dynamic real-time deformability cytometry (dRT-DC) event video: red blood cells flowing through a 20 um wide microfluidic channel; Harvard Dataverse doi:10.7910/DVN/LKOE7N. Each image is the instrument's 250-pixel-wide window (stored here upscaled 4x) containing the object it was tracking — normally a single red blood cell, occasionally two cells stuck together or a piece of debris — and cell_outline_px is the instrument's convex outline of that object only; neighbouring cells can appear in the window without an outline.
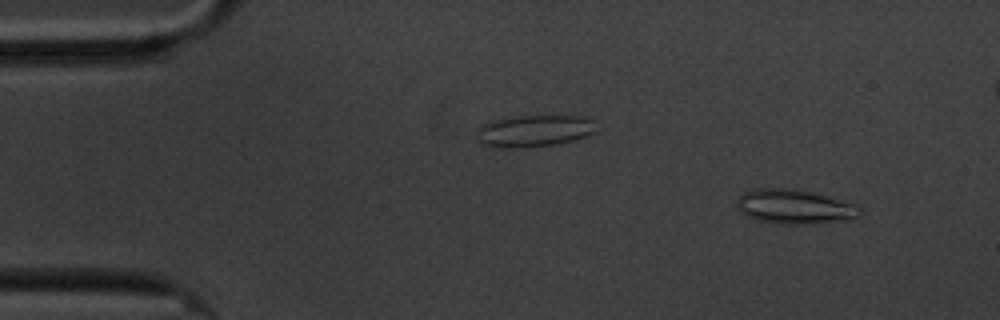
{"species": "common noctule bat (a hibernating species)", "species_latin": "Nyctalus noctula", "temperature_condition": "cold", "stored_images_in_passage": 59, "camera_frame_rate_fps": 3000, "um_per_image_px": 0.085, "animal": {"sex": "male", "body_mass_g": 20.1, "forearm_length_mm": 53.5}, "frame": {"image": 1, "passage_image": 5, "time_ms": 1.333, "image_size_px": [1000, 320], "cell_outline_px": [[860, 216], [848, 220], [812, 224], [776, 224], [744, 216], [740, 212], [736, 204], [740, 196], [744, 192], [756, 188], [792, 188], [812, 192], [852, 204], [860, 208]], "centroid_in_image_um": [67.49, 17.58], "position_along_channel_um": 17.5, "area_um2": 24.62}}
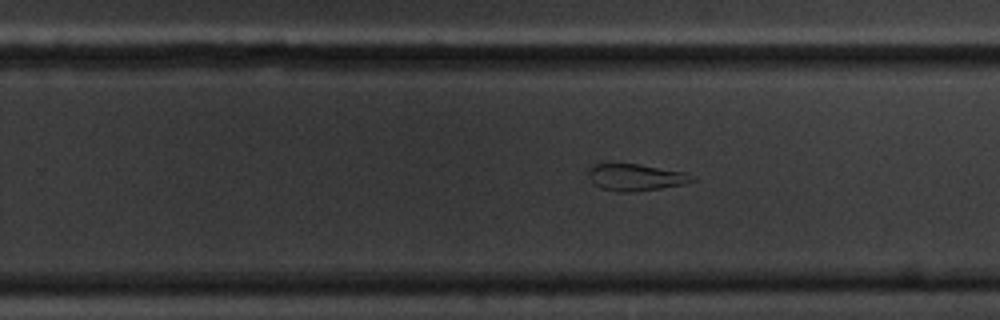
{"frame": {"image": 2, "passage_image": 36, "time_ms": 11.667, "image_size_px": [1000, 320], "cell_outline_px": [[696, 180], [684, 184], [660, 188], [632, 192], [616, 192], [600, 188], [588, 176], [588, 172], [592, 164], [636, 164], [684, 172]], "centroid_in_image_um": [53.99, 15.08], "position_along_channel_um": 275.8, "area_um2": 15.9}}
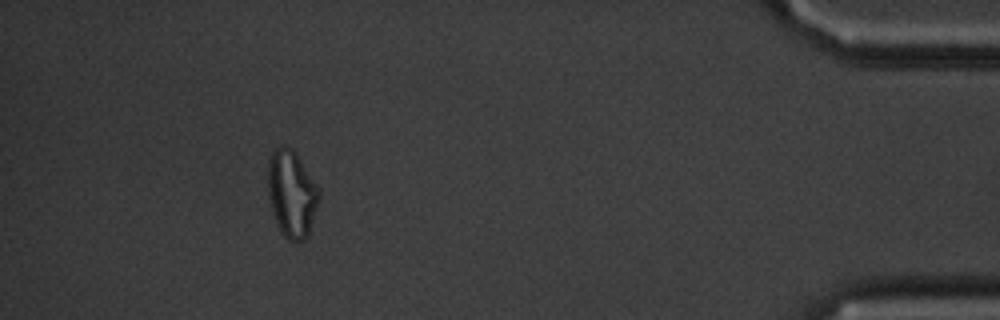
{"frame": {"image": 3, "passage_image": 53, "time_ms": 17.333, "image_size_px": [1000, 320], "cell_outline_px": [[320, 196], [308, 236], [304, 240], [292, 244], [284, 236], [272, 212], [268, 196], [268, 160], [272, 152], [276, 148], [292, 148], [296, 152], [316, 184], [320, 192]], "centroid_in_image_um": [24.79, 16.5], "position_along_channel_um": 410.4, "area_um2": 25.78}, "authors_computed_cell_mechanics": {"area_um2": 20.1722, "velocity_mm_per_s": 3.389, "shape_relaxation_time_tau1_ms": null, "shape_relaxation_time_tau2_ms": 5.8641, "deformation_change_tau1": null, "deformation_change_tau2": 0.1213}}